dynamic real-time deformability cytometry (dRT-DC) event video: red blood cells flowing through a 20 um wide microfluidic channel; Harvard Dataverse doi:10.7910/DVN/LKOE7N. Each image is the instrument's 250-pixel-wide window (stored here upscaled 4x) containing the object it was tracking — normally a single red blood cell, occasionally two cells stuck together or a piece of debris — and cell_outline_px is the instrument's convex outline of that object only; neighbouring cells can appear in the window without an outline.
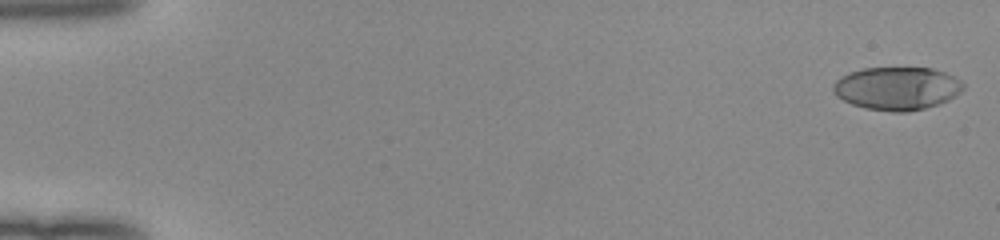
{"species": "human", "species_latin": "Homo sapiens", "temperature_condition": "room temperature", "stored_images_in_passage": 52, "camera_frame_rate_fps": 3000, "um_per_image_px": 0.085, "donor": {"sex": "female"}, "frame": {"image": 1, "passage_image": 1, "time_ms": 0.0, "image_size_px": [1000, 240], "cell_outline_px": [[964, 88], [960, 92], [948, 100], [924, 108], [908, 112], [892, 112], [864, 108], [852, 104], [836, 96], [832, 92], [832, 84], [840, 76], [848, 72], [864, 68], [932, 68], [944, 72], [960, 80], [964, 84]], "centroid_in_image_um": [76.2, 7.51], "position_along_channel_um": 8.8, "area_um2": 32.71}}
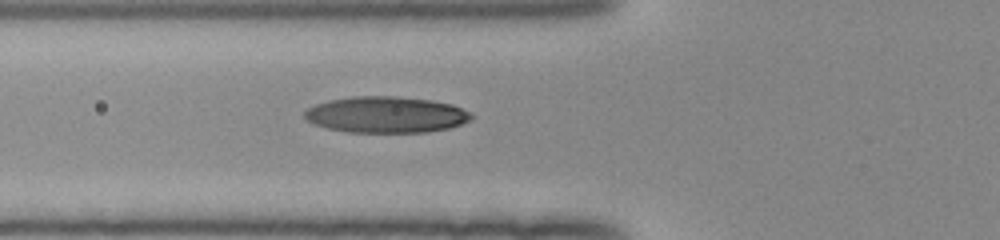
{"frame": {"image": 2, "passage_image": 20, "time_ms": 6.333, "image_size_px": [1000, 240], "cell_outline_px": [[476, 116], [472, 120], [448, 128], [428, 132], [348, 132], [328, 128], [312, 124], [304, 116], [304, 112], [308, 108], [316, 104], [328, 100], [352, 96], [396, 96], [432, 100], [452, 104], [472, 112]], "centroid_in_image_um": [32.85, 9.74], "position_along_channel_um": 92.9, "area_um2": 35.49}}
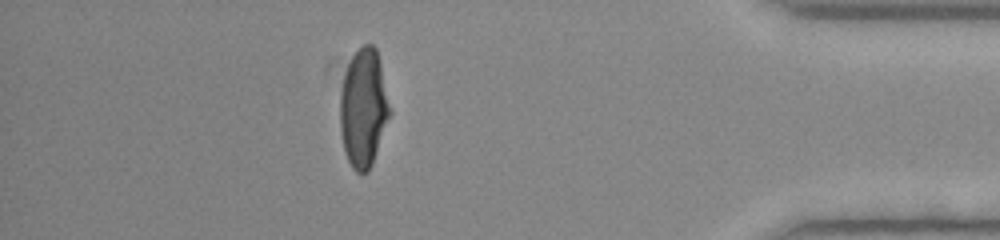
{"frame": {"image": 3, "passage_image": 46, "time_ms": 15.0, "image_size_px": [1000, 240], "cell_outline_px": [[392, 112], [372, 164], [368, 172], [356, 172], [352, 168], [344, 152], [340, 132], [340, 92], [344, 72], [352, 56], [364, 44], [372, 44], [376, 48]], "centroid_in_image_um": [30.89, 9.21], "position_along_channel_um": 404.3, "area_um2": 34.45}, "authors_computed_cell_mechanics": {"area_um2": 34.1598, "velocity_mm_per_s": 4.0257, "shape_relaxation_time_tau1_ms": 5.8348, "shape_relaxation_time_tau2_ms": 0.9198, "deformation_change_tau1": 0.2488, "deformation_change_tau2": 0.0654}}